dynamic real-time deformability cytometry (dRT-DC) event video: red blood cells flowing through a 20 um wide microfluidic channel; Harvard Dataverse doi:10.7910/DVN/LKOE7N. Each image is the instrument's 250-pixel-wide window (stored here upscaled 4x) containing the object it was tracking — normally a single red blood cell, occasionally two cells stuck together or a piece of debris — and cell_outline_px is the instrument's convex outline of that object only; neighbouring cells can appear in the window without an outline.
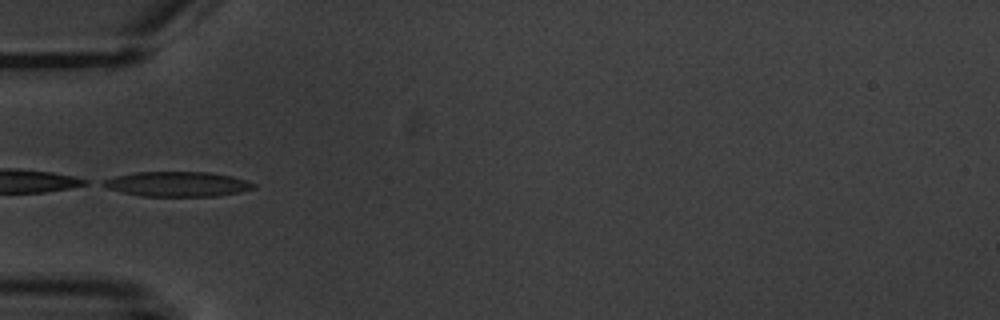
{"species": "common noctule bat (a hibernating species)", "species_latin": "Nyctalus noctula", "temperature_condition": "warm", "stored_images_in_passage": 2, "camera_frame_rate_fps": 3000, "um_per_image_px": 0.085, "animal": {"sex": "male", "body_mass_g": 20.1, "forearm_length_mm": 53.5}, "frame": {"image": 1, "passage_image": 2, "time_ms": 1.0, "image_size_px": [1000, 320], "cell_outline_px": [[256, 188], [240, 192], [216, 196], [140, 196], [108, 188], [100, 184], [100, 180], [116, 176], [136, 172], [208, 172], [232, 176], [248, 180], [256, 184]], "centroid_in_image_um": [15.1, 15.64], "position_along_channel_um": 69.9, "area_um2": 21.91}}